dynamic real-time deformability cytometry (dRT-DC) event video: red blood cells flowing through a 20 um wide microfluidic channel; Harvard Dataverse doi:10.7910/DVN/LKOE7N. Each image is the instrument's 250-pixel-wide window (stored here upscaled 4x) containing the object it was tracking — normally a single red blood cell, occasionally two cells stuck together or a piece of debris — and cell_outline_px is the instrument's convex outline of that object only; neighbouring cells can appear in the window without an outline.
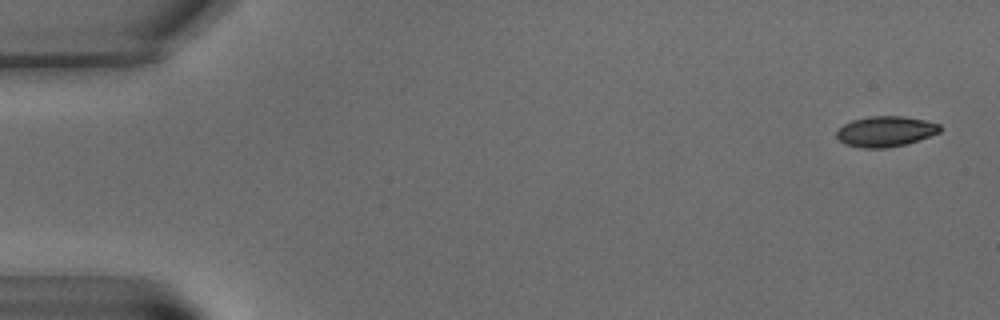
{"species": "common noctule bat (a hibernating species)", "species_latin": "Nyctalus noctula", "temperature_condition": "warm", "stored_images_in_passage": 5, "camera_frame_rate_fps": 3000, "um_per_image_px": 0.085, "animal": {"sex": "male", "body_mass_g": 15.6}, "frame": {"image": 1, "passage_image": 1, "time_ms": 0.0, "image_size_px": [1000, 320], "cell_outline_px": [[940, 132], [904, 144], [884, 148], [864, 148], [844, 144], [836, 136], [836, 132], [844, 124], [852, 120], [868, 116], [904, 116], [924, 120], [940, 124]], "centroid_in_image_um": [75.24, 11.16], "position_along_channel_um": 9.8, "area_um2": 18.15}}
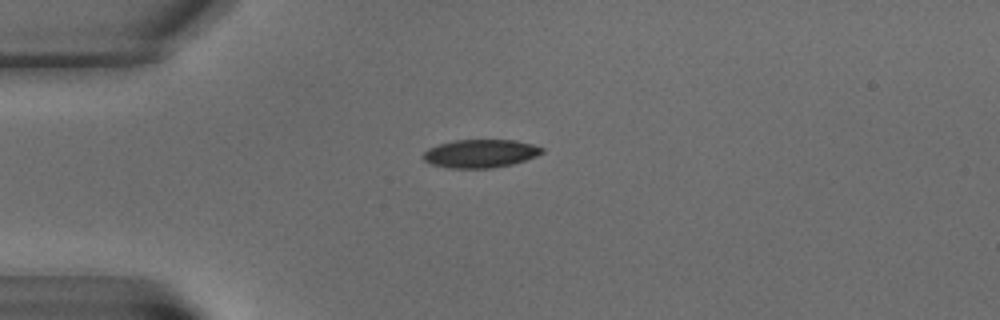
{"frame": {"image": 2, "passage_image": 3, "time_ms": 5.333, "image_size_px": [1000, 320], "cell_outline_px": [[544, 152], [536, 156], [512, 164], [492, 168], [448, 168], [432, 164], [424, 160], [420, 156], [428, 148], [440, 144], [456, 140], [516, 140], [532, 144], [544, 148]], "centroid_in_image_um": [40.82, 13.05], "position_along_channel_um": 44.2, "area_um2": 19.54}}